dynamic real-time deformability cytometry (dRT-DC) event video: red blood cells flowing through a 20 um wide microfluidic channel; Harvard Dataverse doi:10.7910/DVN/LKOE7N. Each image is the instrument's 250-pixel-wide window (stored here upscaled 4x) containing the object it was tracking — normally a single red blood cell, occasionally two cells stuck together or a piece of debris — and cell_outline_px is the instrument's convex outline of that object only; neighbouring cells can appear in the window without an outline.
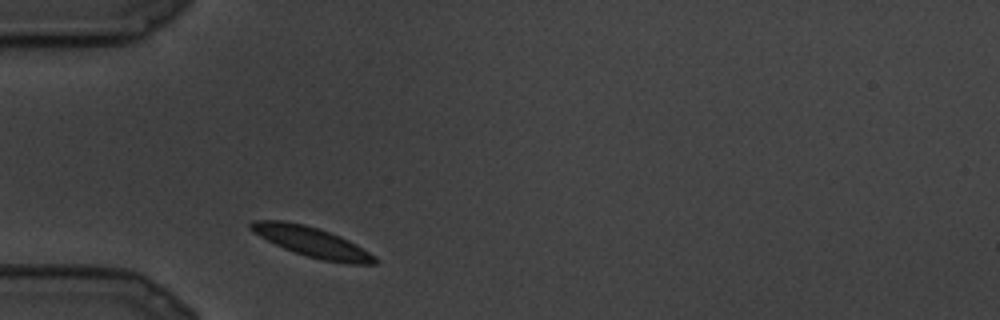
{"species": "common noctule bat (a hibernating species)", "species_latin": "Nyctalus noctula", "temperature_condition": "cold", "stored_images_in_passage": 3, "camera_frame_rate_fps": 3000, "um_per_image_px": 0.085, "animal": {"sex": "male", "body_mass_g": 19.5, "forearm_length_mm": 54.6}, "frame": {"image": 1, "passage_image": 1, "time_ms": 0.0, "image_size_px": [1000, 320], "cell_outline_px": [[380, 260], [376, 264], [348, 264], [324, 260], [308, 256], [284, 248], [252, 232], [248, 228], [248, 224], [252, 220], [284, 220], [304, 224], [340, 236], [356, 244], [376, 256]], "centroid_in_image_um": [26.52, 20.56], "position_along_channel_um": 58.5, "area_um2": 21.56}}
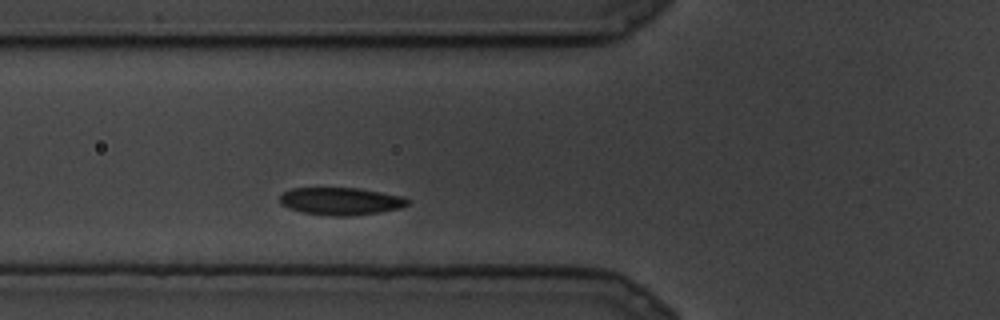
{"frame": {"image": 2, "passage_image": 3, "time_ms": 0.667, "image_size_px": [1000, 320], "cell_outline_px": [[408, 204], [400, 208], [380, 212], [352, 216], [332, 216], [300, 212], [288, 208], [280, 204], [280, 196], [284, 192], [292, 188], [360, 188], [404, 196], [408, 200]], "centroid_in_image_um": [28.96, 17.1], "position_along_channel_um": 96.8, "area_um2": 20.63}}